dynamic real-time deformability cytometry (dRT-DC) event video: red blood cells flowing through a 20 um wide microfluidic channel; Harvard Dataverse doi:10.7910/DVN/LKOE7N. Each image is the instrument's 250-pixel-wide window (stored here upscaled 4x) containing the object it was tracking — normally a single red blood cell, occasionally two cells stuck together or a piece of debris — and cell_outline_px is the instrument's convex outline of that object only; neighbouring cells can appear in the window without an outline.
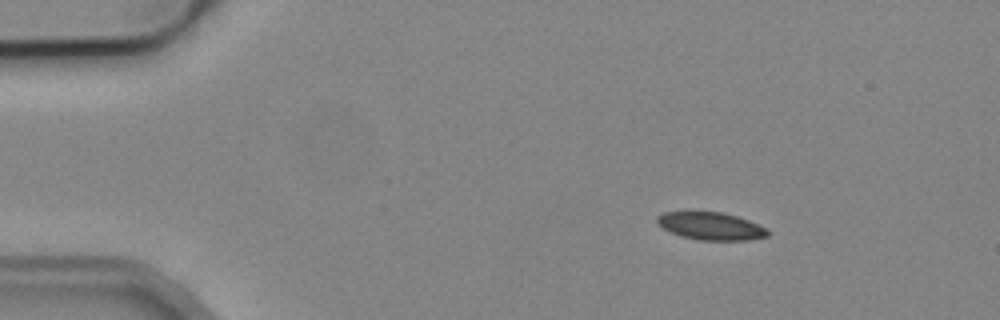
{"species": "common noctule bat (a hibernating species)", "species_latin": "Nyctalus noctula", "temperature_condition": "cold", "stored_images_in_passage": 4, "camera_frame_rate_fps": 3000, "um_per_image_px": 0.085, "animal": {"sex": "male", "body_mass_g": 19.2, "forearm_length_mm": 51.8}, "frame": {"image": 1, "passage_image": 2, "time_ms": 1.333, "image_size_px": [1000, 320], "cell_outline_px": [[768, 236], [752, 240], [696, 240], [680, 236], [656, 224], [656, 216], [664, 212], [692, 208], [720, 212], [736, 216], [748, 220], [768, 228]], "centroid_in_image_um": [60.35, 19.17], "position_along_channel_um": 24.6, "area_um2": 18.67}}